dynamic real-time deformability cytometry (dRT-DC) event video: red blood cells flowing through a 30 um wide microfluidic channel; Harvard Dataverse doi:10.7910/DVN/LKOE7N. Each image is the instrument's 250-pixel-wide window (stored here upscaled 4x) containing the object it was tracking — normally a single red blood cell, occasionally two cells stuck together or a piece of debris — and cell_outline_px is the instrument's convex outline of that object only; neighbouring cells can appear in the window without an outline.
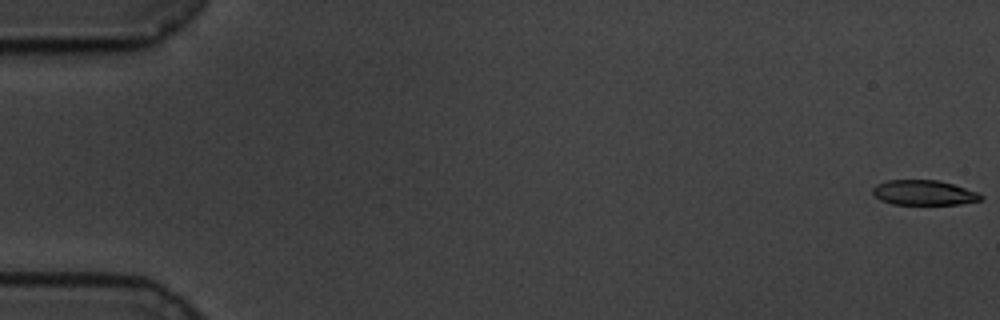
{"species": "common noctule bat (a hibernating species)", "species_latin": "Nyctalus noctula", "temperature_condition": "cold", "stored_images_in_passage": 60, "camera_frame_rate_fps": 3000, "um_per_image_px": 0.085, "animal": {"sex": "male", "body_mass_g": 19.5, "forearm_length_mm": 54.6}, "frame": {"image": 1, "passage_image": 1, "time_ms": 0.0, "image_size_px": [1000, 320], "cell_outline_px": [[984, 196], [980, 200], [960, 204], [892, 204], [880, 200], [872, 192], [872, 188], [876, 184], [888, 180], [940, 180], [976, 192]], "centroid_in_image_um": [78.49, 16.37], "position_along_channel_um": 6.5, "area_um2": 15.61}}
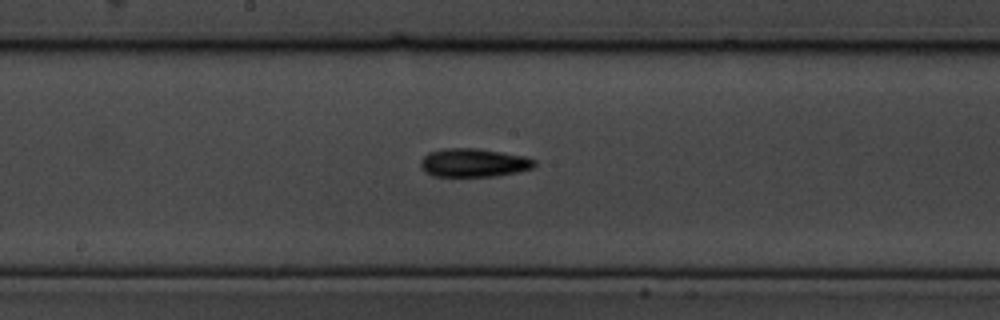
{"frame": {"image": 2, "passage_image": 32, "time_ms": 10.333, "image_size_px": [1000, 320], "cell_outline_px": [[536, 164], [532, 168], [516, 172], [496, 176], [432, 176], [424, 172], [420, 168], [420, 160], [428, 152], [444, 148], [476, 148], [524, 156], [536, 160]], "centroid_in_image_um": [40.21, 13.83], "position_along_channel_um": 208.0, "area_um2": 18.96}}
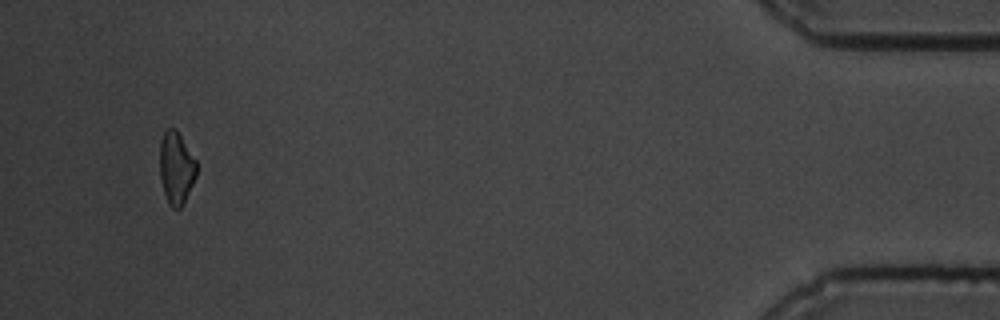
{"frame": {"image": 3, "passage_image": 57, "time_ms": 18.667, "image_size_px": [1000, 320], "cell_outline_px": [[196, 176], [184, 204], [180, 208], [172, 208], [168, 204], [164, 192], [160, 176], [160, 140], [164, 132], [168, 128], [176, 128], [196, 160]], "centroid_in_image_um": [14.98, 14.28], "position_along_channel_um": 420.2, "area_um2": 15.55}, "authors_computed_cell_mechanics": {"area_um2": 17.34, "velocity_mm_per_s": 3.4202, "shape_relaxation_time_tau1_ms": 3.0691, "shape_relaxation_time_tau2_ms": null, "deformation_change_tau1": 0.1432, "deformation_change_tau2": null}}